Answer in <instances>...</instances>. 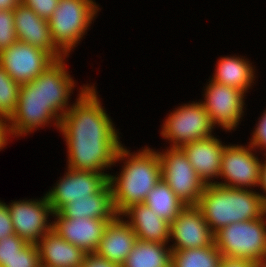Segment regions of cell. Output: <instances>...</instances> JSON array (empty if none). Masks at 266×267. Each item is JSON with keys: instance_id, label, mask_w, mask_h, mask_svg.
<instances>
[{"instance_id": "1", "label": "cell", "mask_w": 266, "mask_h": 267, "mask_svg": "<svg viewBox=\"0 0 266 267\" xmlns=\"http://www.w3.org/2000/svg\"><path fill=\"white\" fill-rule=\"evenodd\" d=\"M76 102L61 118L59 130L68 151V168L104 173L115 165L120 138L94 86L84 85ZM103 171V172H102Z\"/></svg>"}, {"instance_id": "2", "label": "cell", "mask_w": 266, "mask_h": 267, "mask_svg": "<svg viewBox=\"0 0 266 267\" xmlns=\"http://www.w3.org/2000/svg\"><path fill=\"white\" fill-rule=\"evenodd\" d=\"M124 159L127 160L119 177L111 174L108 177L118 215L131 205L144 203L147 194L161 179V165L157 151L144 147L138 153L131 154L122 145L117 152L115 162Z\"/></svg>"}, {"instance_id": "3", "label": "cell", "mask_w": 266, "mask_h": 267, "mask_svg": "<svg viewBox=\"0 0 266 267\" xmlns=\"http://www.w3.org/2000/svg\"><path fill=\"white\" fill-rule=\"evenodd\" d=\"M196 206L214 234L231 223L260 218L266 211L259 192L216 183L205 185Z\"/></svg>"}, {"instance_id": "4", "label": "cell", "mask_w": 266, "mask_h": 267, "mask_svg": "<svg viewBox=\"0 0 266 267\" xmlns=\"http://www.w3.org/2000/svg\"><path fill=\"white\" fill-rule=\"evenodd\" d=\"M93 0H59L48 20L55 45L68 57L100 8Z\"/></svg>"}, {"instance_id": "5", "label": "cell", "mask_w": 266, "mask_h": 267, "mask_svg": "<svg viewBox=\"0 0 266 267\" xmlns=\"http://www.w3.org/2000/svg\"><path fill=\"white\" fill-rule=\"evenodd\" d=\"M266 213L257 219L234 222L214 234L223 257L258 261L266 256Z\"/></svg>"}, {"instance_id": "6", "label": "cell", "mask_w": 266, "mask_h": 267, "mask_svg": "<svg viewBox=\"0 0 266 267\" xmlns=\"http://www.w3.org/2000/svg\"><path fill=\"white\" fill-rule=\"evenodd\" d=\"M168 115L160 133L171 147L182 146L213 136V122L200 102L184 104Z\"/></svg>"}, {"instance_id": "7", "label": "cell", "mask_w": 266, "mask_h": 267, "mask_svg": "<svg viewBox=\"0 0 266 267\" xmlns=\"http://www.w3.org/2000/svg\"><path fill=\"white\" fill-rule=\"evenodd\" d=\"M161 178L186 205H197L205 188L186 154L181 148L170 147L158 152Z\"/></svg>"}, {"instance_id": "8", "label": "cell", "mask_w": 266, "mask_h": 267, "mask_svg": "<svg viewBox=\"0 0 266 267\" xmlns=\"http://www.w3.org/2000/svg\"><path fill=\"white\" fill-rule=\"evenodd\" d=\"M56 121H54V120ZM60 118L45 104L41 96V85L34 79L21 84L15 112L9 118L11 135L22 136L50 122H55L57 129Z\"/></svg>"}, {"instance_id": "9", "label": "cell", "mask_w": 266, "mask_h": 267, "mask_svg": "<svg viewBox=\"0 0 266 267\" xmlns=\"http://www.w3.org/2000/svg\"><path fill=\"white\" fill-rule=\"evenodd\" d=\"M247 147L225 145L220 171V178L224 179V183L214 181L216 184L240 189L259 185L262 161L251 152L253 148L250 145Z\"/></svg>"}, {"instance_id": "10", "label": "cell", "mask_w": 266, "mask_h": 267, "mask_svg": "<svg viewBox=\"0 0 266 267\" xmlns=\"http://www.w3.org/2000/svg\"><path fill=\"white\" fill-rule=\"evenodd\" d=\"M54 61L47 51L21 41L0 52V64L20 85L36 79Z\"/></svg>"}, {"instance_id": "11", "label": "cell", "mask_w": 266, "mask_h": 267, "mask_svg": "<svg viewBox=\"0 0 266 267\" xmlns=\"http://www.w3.org/2000/svg\"><path fill=\"white\" fill-rule=\"evenodd\" d=\"M204 95L205 101L200 103L209 114L213 125L216 127L217 124L226 131L236 129L244 113V92L210 80Z\"/></svg>"}, {"instance_id": "12", "label": "cell", "mask_w": 266, "mask_h": 267, "mask_svg": "<svg viewBox=\"0 0 266 267\" xmlns=\"http://www.w3.org/2000/svg\"><path fill=\"white\" fill-rule=\"evenodd\" d=\"M67 171L54 188L45 194L54 213L76 199L91 198L108 183L107 173L70 168Z\"/></svg>"}, {"instance_id": "13", "label": "cell", "mask_w": 266, "mask_h": 267, "mask_svg": "<svg viewBox=\"0 0 266 267\" xmlns=\"http://www.w3.org/2000/svg\"><path fill=\"white\" fill-rule=\"evenodd\" d=\"M15 234L28 243L36 244L52 230L48 216L54 212L46 195L39 200H20L7 205Z\"/></svg>"}, {"instance_id": "14", "label": "cell", "mask_w": 266, "mask_h": 267, "mask_svg": "<svg viewBox=\"0 0 266 267\" xmlns=\"http://www.w3.org/2000/svg\"><path fill=\"white\" fill-rule=\"evenodd\" d=\"M170 238L175 240L172 251L202 248L214 243V233L196 205H187L170 223Z\"/></svg>"}, {"instance_id": "15", "label": "cell", "mask_w": 266, "mask_h": 267, "mask_svg": "<svg viewBox=\"0 0 266 267\" xmlns=\"http://www.w3.org/2000/svg\"><path fill=\"white\" fill-rule=\"evenodd\" d=\"M54 216L56 220L52 222V230L85 253L95 252L109 221L113 220L86 217L66 218L58 212H55Z\"/></svg>"}, {"instance_id": "16", "label": "cell", "mask_w": 266, "mask_h": 267, "mask_svg": "<svg viewBox=\"0 0 266 267\" xmlns=\"http://www.w3.org/2000/svg\"><path fill=\"white\" fill-rule=\"evenodd\" d=\"M13 15L18 41L47 51L55 60L67 57L55 45L48 20L23 3L13 10Z\"/></svg>"}, {"instance_id": "17", "label": "cell", "mask_w": 266, "mask_h": 267, "mask_svg": "<svg viewBox=\"0 0 266 267\" xmlns=\"http://www.w3.org/2000/svg\"><path fill=\"white\" fill-rule=\"evenodd\" d=\"M65 58L55 60L36 78L41 85L43 101L60 119L71 108L68 100L75 87L74 80L66 70Z\"/></svg>"}, {"instance_id": "18", "label": "cell", "mask_w": 266, "mask_h": 267, "mask_svg": "<svg viewBox=\"0 0 266 267\" xmlns=\"http://www.w3.org/2000/svg\"><path fill=\"white\" fill-rule=\"evenodd\" d=\"M225 145L220 139L211 136L188 143L181 147L199 178L205 185L213 184L219 178L222 153ZM213 178V179H211ZM212 180V181H211Z\"/></svg>"}, {"instance_id": "19", "label": "cell", "mask_w": 266, "mask_h": 267, "mask_svg": "<svg viewBox=\"0 0 266 267\" xmlns=\"http://www.w3.org/2000/svg\"><path fill=\"white\" fill-rule=\"evenodd\" d=\"M120 216L117 215L109 221L95 253L116 265L122 266L133 249L137 236L129 223Z\"/></svg>"}, {"instance_id": "20", "label": "cell", "mask_w": 266, "mask_h": 267, "mask_svg": "<svg viewBox=\"0 0 266 267\" xmlns=\"http://www.w3.org/2000/svg\"><path fill=\"white\" fill-rule=\"evenodd\" d=\"M122 215L129 218L127 222L138 240L162 244H167L171 240L170 223L158 216L144 203L131 205Z\"/></svg>"}, {"instance_id": "21", "label": "cell", "mask_w": 266, "mask_h": 267, "mask_svg": "<svg viewBox=\"0 0 266 267\" xmlns=\"http://www.w3.org/2000/svg\"><path fill=\"white\" fill-rule=\"evenodd\" d=\"M40 264L45 267H81L86 253L70 244L54 230L47 232L37 243Z\"/></svg>"}, {"instance_id": "22", "label": "cell", "mask_w": 266, "mask_h": 267, "mask_svg": "<svg viewBox=\"0 0 266 267\" xmlns=\"http://www.w3.org/2000/svg\"><path fill=\"white\" fill-rule=\"evenodd\" d=\"M58 213L66 218L114 219L116 213L109 182L91 198L76 199L63 206Z\"/></svg>"}, {"instance_id": "23", "label": "cell", "mask_w": 266, "mask_h": 267, "mask_svg": "<svg viewBox=\"0 0 266 267\" xmlns=\"http://www.w3.org/2000/svg\"><path fill=\"white\" fill-rule=\"evenodd\" d=\"M214 76L211 80L238 88L246 93L251 84L254 83V69L252 63L239 56L222 57L217 62Z\"/></svg>"}, {"instance_id": "24", "label": "cell", "mask_w": 266, "mask_h": 267, "mask_svg": "<svg viewBox=\"0 0 266 267\" xmlns=\"http://www.w3.org/2000/svg\"><path fill=\"white\" fill-rule=\"evenodd\" d=\"M166 245L137 239L121 267H171L172 250Z\"/></svg>"}, {"instance_id": "25", "label": "cell", "mask_w": 266, "mask_h": 267, "mask_svg": "<svg viewBox=\"0 0 266 267\" xmlns=\"http://www.w3.org/2000/svg\"><path fill=\"white\" fill-rule=\"evenodd\" d=\"M144 204L169 223L187 206L162 178L147 194Z\"/></svg>"}, {"instance_id": "26", "label": "cell", "mask_w": 266, "mask_h": 267, "mask_svg": "<svg viewBox=\"0 0 266 267\" xmlns=\"http://www.w3.org/2000/svg\"><path fill=\"white\" fill-rule=\"evenodd\" d=\"M223 255L215 245L172 251L171 267H219Z\"/></svg>"}, {"instance_id": "27", "label": "cell", "mask_w": 266, "mask_h": 267, "mask_svg": "<svg viewBox=\"0 0 266 267\" xmlns=\"http://www.w3.org/2000/svg\"><path fill=\"white\" fill-rule=\"evenodd\" d=\"M20 86L0 64V116L9 119L15 112Z\"/></svg>"}, {"instance_id": "28", "label": "cell", "mask_w": 266, "mask_h": 267, "mask_svg": "<svg viewBox=\"0 0 266 267\" xmlns=\"http://www.w3.org/2000/svg\"><path fill=\"white\" fill-rule=\"evenodd\" d=\"M37 244L28 243L12 259L2 262L1 267H40Z\"/></svg>"}, {"instance_id": "29", "label": "cell", "mask_w": 266, "mask_h": 267, "mask_svg": "<svg viewBox=\"0 0 266 267\" xmlns=\"http://www.w3.org/2000/svg\"><path fill=\"white\" fill-rule=\"evenodd\" d=\"M17 41L13 10H0V52Z\"/></svg>"}, {"instance_id": "30", "label": "cell", "mask_w": 266, "mask_h": 267, "mask_svg": "<svg viewBox=\"0 0 266 267\" xmlns=\"http://www.w3.org/2000/svg\"><path fill=\"white\" fill-rule=\"evenodd\" d=\"M27 244L28 242L15 233L5 237L3 241H0V267L2 266V262L12 259Z\"/></svg>"}, {"instance_id": "31", "label": "cell", "mask_w": 266, "mask_h": 267, "mask_svg": "<svg viewBox=\"0 0 266 267\" xmlns=\"http://www.w3.org/2000/svg\"><path fill=\"white\" fill-rule=\"evenodd\" d=\"M58 1L59 0H21V3L30 7L41 18L49 20L57 8Z\"/></svg>"}, {"instance_id": "32", "label": "cell", "mask_w": 266, "mask_h": 267, "mask_svg": "<svg viewBox=\"0 0 266 267\" xmlns=\"http://www.w3.org/2000/svg\"><path fill=\"white\" fill-rule=\"evenodd\" d=\"M258 122L259 123L256 125V128L253 131V136L250 139L249 145L253 149H257L259 147L262 150H266V110H264V113Z\"/></svg>"}, {"instance_id": "33", "label": "cell", "mask_w": 266, "mask_h": 267, "mask_svg": "<svg viewBox=\"0 0 266 267\" xmlns=\"http://www.w3.org/2000/svg\"><path fill=\"white\" fill-rule=\"evenodd\" d=\"M14 233L15 231L7 204L0 201V241H3L5 237Z\"/></svg>"}, {"instance_id": "34", "label": "cell", "mask_w": 266, "mask_h": 267, "mask_svg": "<svg viewBox=\"0 0 266 267\" xmlns=\"http://www.w3.org/2000/svg\"><path fill=\"white\" fill-rule=\"evenodd\" d=\"M81 267H121L96 254L95 252L86 253Z\"/></svg>"}, {"instance_id": "35", "label": "cell", "mask_w": 266, "mask_h": 267, "mask_svg": "<svg viewBox=\"0 0 266 267\" xmlns=\"http://www.w3.org/2000/svg\"><path fill=\"white\" fill-rule=\"evenodd\" d=\"M219 267H257V262L245 258L223 257Z\"/></svg>"}, {"instance_id": "36", "label": "cell", "mask_w": 266, "mask_h": 267, "mask_svg": "<svg viewBox=\"0 0 266 267\" xmlns=\"http://www.w3.org/2000/svg\"><path fill=\"white\" fill-rule=\"evenodd\" d=\"M10 136L9 119L0 116V150L5 147Z\"/></svg>"}, {"instance_id": "37", "label": "cell", "mask_w": 266, "mask_h": 267, "mask_svg": "<svg viewBox=\"0 0 266 267\" xmlns=\"http://www.w3.org/2000/svg\"><path fill=\"white\" fill-rule=\"evenodd\" d=\"M260 188L263 189V191L266 193V160L261 163V170H260V182L259 185ZM264 205L266 206V194H260Z\"/></svg>"}, {"instance_id": "38", "label": "cell", "mask_w": 266, "mask_h": 267, "mask_svg": "<svg viewBox=\"0 0 266 267\" xmlns=\"http://www.w3.org/2000/svg\"><path fill=\"white\" fill-rule=\"evenodd\" d=\"M21 0H0V10H14Z\"/></svg>"}, {"instance_id": "39", "label": "cell", "mask_w": 266, "mask_h": 267, "mask_svg": "<svg viewBox=\"0 0 266 267\" xmlns=\"http://www.w3.org/2000/svg\"><path fill=\"white\" fill-rule=\"evenodd\" d=\"M257 267H266V256L257 261Z\"/></svg>"}]
</instances>
